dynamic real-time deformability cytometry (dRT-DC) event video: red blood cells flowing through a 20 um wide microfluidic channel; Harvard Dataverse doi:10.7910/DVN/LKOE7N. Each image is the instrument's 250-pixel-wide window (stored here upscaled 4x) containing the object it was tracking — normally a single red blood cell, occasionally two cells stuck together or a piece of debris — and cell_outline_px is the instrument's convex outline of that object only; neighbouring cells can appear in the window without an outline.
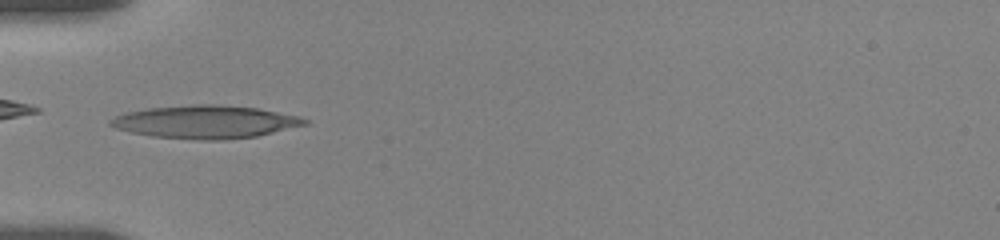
{"species": "human", "species_latin": "Homo sapiens", "temperature_condition": "room temperature", "stored_images_in_passage": 37, "camera_frame_rate_fps": 3000, "um_per_image_px": 0.085, "donor": {"sex": "female"}, "frame": {"image": 1, "passage_image": 1, "time_ms": 0.0, "image_size_px": [1000, 240], "cell_outline_px": [[308, 124], [256, 136], [224, 140], [200, 140], [152, 136], [132, 132], [116, 128], [108, 124], [108, 120], [116, 116], [128, 112], [148, 108], [192, 104], [216, 104], [256, 108], [300, 116], [308, 120]], "centroid_in_image_um": [17.46, 10.36], "position_along_channel_um": 67.5, "area_um2": 37.17}}
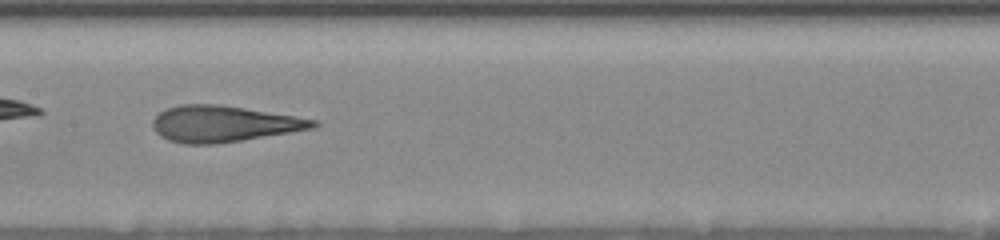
{"frame": {"image": 2, "passage_image": 11, "time_ms": 3.333, "image_size_px": [1000, 240], "cell_outline_px": [[320, 124], [316, 128], [244, 140], [216, 144], [184, 144], [168, 140], [160, 136], [152, 128], [152, 120], [164, 108], [180, 104], [216, 104], [244, 108], [296, 116], [316, 120]], "centroid_in_image_um": [18.99, 10.53], "position_along_channel_um": 188.4, "area_um2": 34.1}}
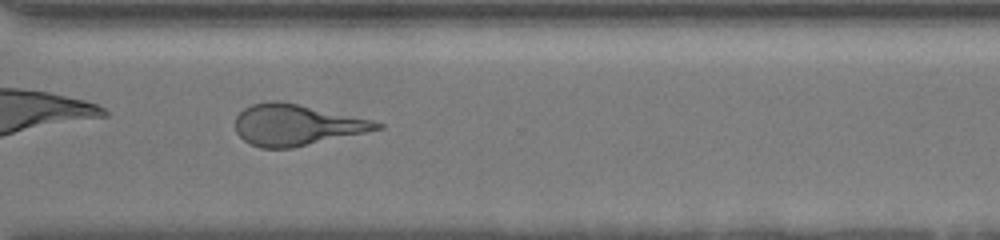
{"frame": {"image": 3, "passage_image": 24, "time_ms": 7.667, "image_size_px": [1000, 240], "cell_outline_px": [[384, 128], [292, 148], [260, 148], [244, 140], [236, 132], [236, 116], [244, 108], [252, 104], [272, 100], [276, 100], [296, 104], [372, 120], [384, 124]], "centroid_in_image_um": [25.17, 10.62], "position_along_channel_um": 345.4, "area_um2": 33.41}, "authors_computed_cell_mechanics": {"area_um2": 34.102, "velocity_mm_per_s": 3.6375, "shape_relaxation_time_tau1_ms": 5.3419, "shape_relaxation_time_tau2_ms": 1.6217, "deformation_change_tau1": 0.2152, "deformation_change_tau2": 0.1286}}